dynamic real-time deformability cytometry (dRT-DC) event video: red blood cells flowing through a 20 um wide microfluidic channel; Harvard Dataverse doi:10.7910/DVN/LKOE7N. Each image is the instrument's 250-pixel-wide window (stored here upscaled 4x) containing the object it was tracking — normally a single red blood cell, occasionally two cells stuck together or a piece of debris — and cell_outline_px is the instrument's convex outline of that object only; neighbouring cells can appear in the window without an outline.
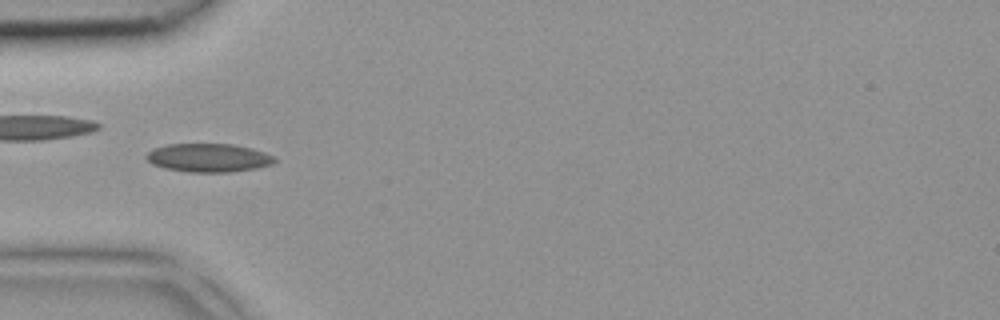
{"species": "common noctule bat (a hibernating species)", "species_latin": "Nyctalus noctula", "temperature_condition": "room temperature", "stored_images_in_passage": 42, "camera_frame_rate_fps": 3000, "um_per_image_px": 0.085, "animal": {"sex": "female", "body_mass_g": 18.4}, "frame": {"image": 1, "passage_image": 13, "time_ms": 4.0, "image_size_px": [1000, 320], "cell_outline_px": [[276, 160], [272, 164], [256, 168], [228, 172], [188, 172], [164, 168], [152, 164], [144, 156], [152, 148], [168, 144], [232, 144], [252, 148], [264, 152], [272, 156]], "centroid_in_image_um": [17.68, 13.41], "position_along_channel_um": 67.3, "area_um2": 21.27}}
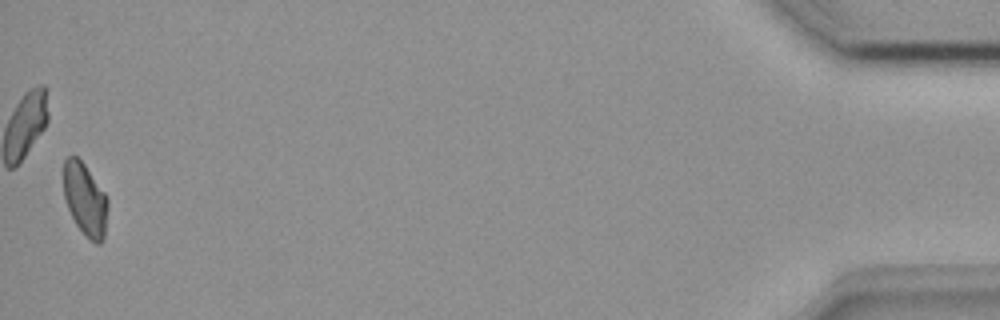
{"frame": {"image": 2, "passage_image": 42, "time_ms": 13.667, "image_size_px": [1000, 320], "cell_outline_px": [[108, 208], [104, 236], [100, 244], [96, 244], [76, 224], [68, 208], [64, 196], [64, 160], [68, 156], [76, 156], [84, 164], [104, 192], [108, 200]], "centroid_in_image_um": [7.24, 16.93], "position_along_channel_um": 428.0, "area_um2": 18.32}}